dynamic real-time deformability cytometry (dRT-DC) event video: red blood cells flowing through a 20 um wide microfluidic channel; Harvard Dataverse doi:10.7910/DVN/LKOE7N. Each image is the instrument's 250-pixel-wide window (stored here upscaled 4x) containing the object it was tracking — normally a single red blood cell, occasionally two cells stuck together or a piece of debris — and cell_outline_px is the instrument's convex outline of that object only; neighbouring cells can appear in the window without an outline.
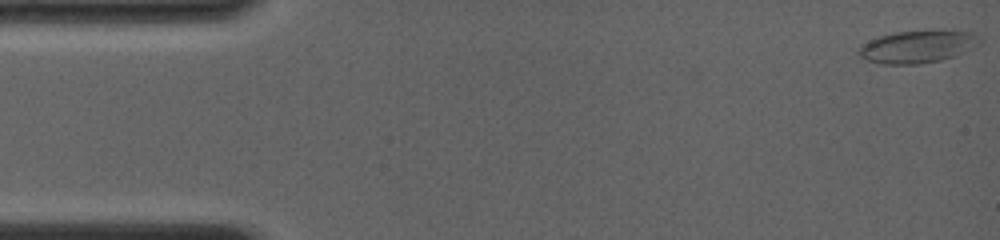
{"species": "common noctule bat (a hibernating species)", "species_latin": "Nyctalus noctula", "temperature_condition": "room temperature", "stored_images_in_passage": 10, "camera_frame_rate_fps": 4000, "um_per_image_px": 0.085, "animal": {"sex": "female", "body_mass_g": 19.0, "forearm_length_mm": 56.7}, "frame": {"image": 1, "passage_image": 1, "time_ms": 0.0, "image_size_px": [1000, 240], "cell_outline_px": [[980, 40], [952, 56], [940, 60], [916, 64], [880, 64], [864, 60], [860, 56], [860, 44], [880, 36], [896, 32], [940, 28], [952, 28], [968, 32], [976, 36]], "centroid_in_image_um": [77.9, 3.92], "position_along_channel_um": 7.1, "area_um2": 22.77}}
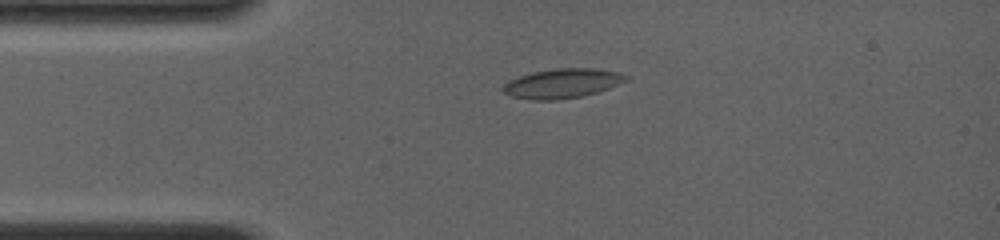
{"frame": {"image": 2, "passage_image": 9, "time_ms": 3.25, "image_size_px": [1000, 240], "cell_outline_px": [[628, 80], [608, 88], [596, 92], [580, 96], [556, 100], [532, 100], [512, 96], [504, 92], [504, 84], [508, 80], [532, 72], [556, 68], [596, 68], [620, 72], [628, 76]], "centroid_in_image_um": [47.81, 7.08], "position_along_channel_um": 37.2, "area_um2": 20.98}}